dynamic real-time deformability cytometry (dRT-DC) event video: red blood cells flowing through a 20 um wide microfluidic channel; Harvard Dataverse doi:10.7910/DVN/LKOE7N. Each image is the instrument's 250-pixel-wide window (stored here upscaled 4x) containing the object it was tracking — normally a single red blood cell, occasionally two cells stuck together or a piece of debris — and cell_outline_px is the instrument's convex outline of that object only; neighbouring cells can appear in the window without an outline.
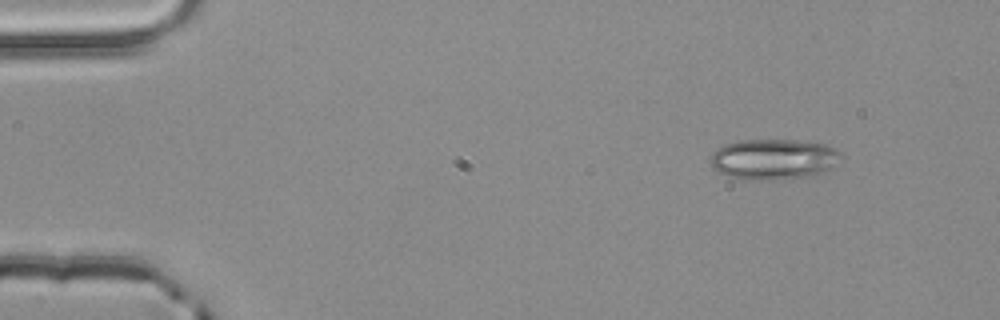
{"species": "common noctule bat (a hibernating species)", "species_latin": "Nyctalus noctula", "temperature_condition": "room temperature", "stored_images_in_passage": 2, "camera_frame_rate_fps": 3000, "um_per_image_px": 0.085, "animal": {"sex": "male", "body_mass_g": 20.4}, "frame": {"image": 1, "passage_image": 1, "time_ms": 0.0, "image_size_px": [1000, 320], "cell_outline_px": [[840, 156], [828, 172], [812, 176], [772, 180], [752, 180], [728, 176], [712, 168], [708, 164], [708, 156], [716, 148], [724, 144], [740, 140], [796, 140], [824, 144], [840, 152]], "centroid_in_image_um": [65.68, 13.54], "position_along_channel_um": 19.3, "area_um2": 31.21}}